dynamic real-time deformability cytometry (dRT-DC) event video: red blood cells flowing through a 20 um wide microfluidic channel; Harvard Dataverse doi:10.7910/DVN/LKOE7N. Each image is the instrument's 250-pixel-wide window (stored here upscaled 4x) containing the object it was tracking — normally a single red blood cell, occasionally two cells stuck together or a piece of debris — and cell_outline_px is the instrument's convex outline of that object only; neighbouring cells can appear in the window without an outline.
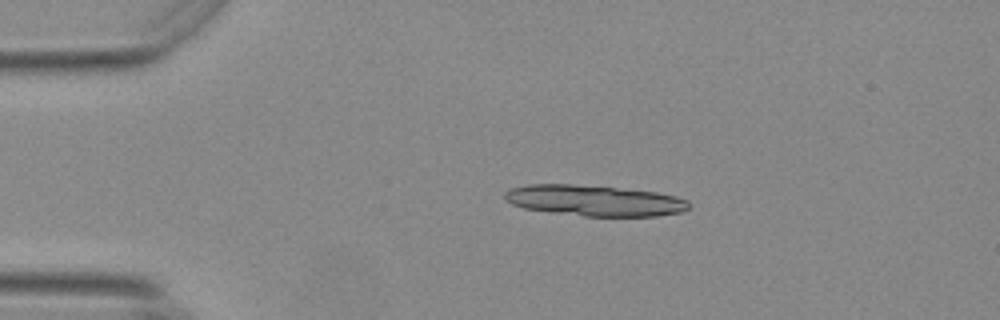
{"species": "Egyptian fruit bat (a non-hibernating species)", "species_latin": "Rousettus aegyptiacus", "temperature_condition": "warm", "stored_images_in_passage": 27, "camera_frame_rate_fps": 3000, "um_per_image_px": 0.085, "animal": {"sex": "female"}, "frame": {"image": 1, "passage_image": 8, "time_ms": 2.333, "image_size_px": [1000, 320], "cell_outline_px": [[688, 208], [680, 212], [656, 216], [584, 216], [552, 212], [524, 208], [512, 204], [504, 200], [504, 192], [508, 188], [528, 184], [572, 184], [616, 188], [656, 192], [676, 196], [688, 200]], "centroid_in_image_um": [50.47, 17.04], "position_along_channel_um": 34.5, "area_um2": 33.0}}
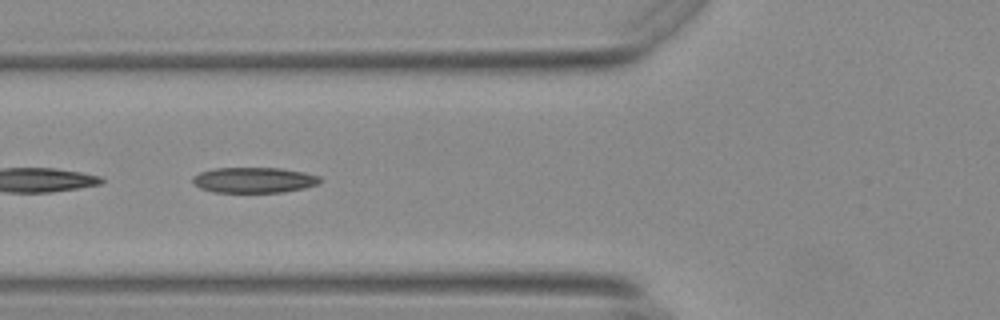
{"frame": {"image": 2, "passage_image": 18, "time_ms": 5.667, "image_size_px": [1000, 320], "cell_outline_px": [[320, 184], [304, 188], [284, 192], [212, 192], [200, 188], [192, 184], [192, 176], [200, 172], [216, 168], [280, 168], [304, 172], [320, 176]], "centroid_in_image_um": [21.57, 15.31], "position_along_channel_um": 104.2, "area_um2": 19.07}}
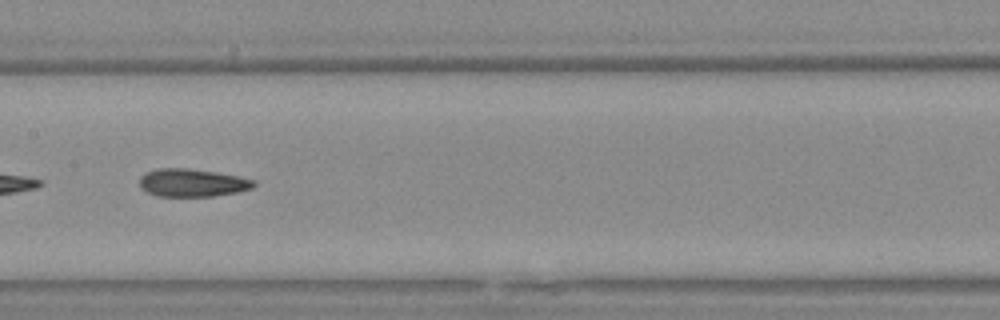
{"frame": {"image": 3, "passage_image": 25, "time_ms": 8.0, "image_size_px": [1000, 320], "cell_outline_px": [[256, 184], [252, 188], [236, 192], [212, 196], [156, 196], [140, 188], [140, 176], [144, 172], [156, 168], [188, 168], [216, 172], [256, 180]], "centroid_in_image_um": [16.3, 15.52], "position_along_channel_um": 191.1, "area_um2": 18.61}}